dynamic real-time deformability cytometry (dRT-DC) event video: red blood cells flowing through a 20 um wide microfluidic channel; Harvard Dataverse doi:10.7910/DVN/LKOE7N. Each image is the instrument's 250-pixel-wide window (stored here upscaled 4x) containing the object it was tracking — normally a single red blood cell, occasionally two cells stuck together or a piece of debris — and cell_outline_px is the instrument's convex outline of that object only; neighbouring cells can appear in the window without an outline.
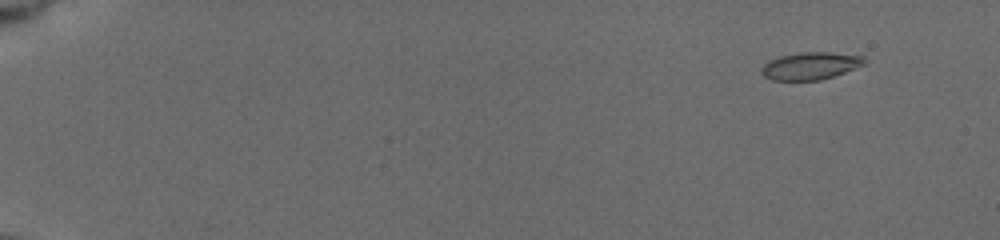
{"species": "common noctule bat (a hibernating species)", "species_latin": "Nyctalus noctula", "temperature_condition": "cold", "stored_images_in_passage": 12, "camera_frame_rate_fps": 3000, "um_per_image_px": 0.085, "animal": {"sex": "female", "body_mass_g": 19.5, "forearm_length_mm": 54.1}, "frame": {"image": 1, "passage_image": 1, "time_ms": 0.0, "image_size_px": [1000, 240], "cell_outline_px": [[868, 64], [820, 80], [772, 80], [764, 76], [760, 72], [760, 68], [768, 60], [780, 56], [800, 52], [832, 52], [864, 56], [868, 60]], "centroid_in_image_um": [68.91, 5.58], "position_along_channel_um": 16.1, "area_um2": 16.65}}
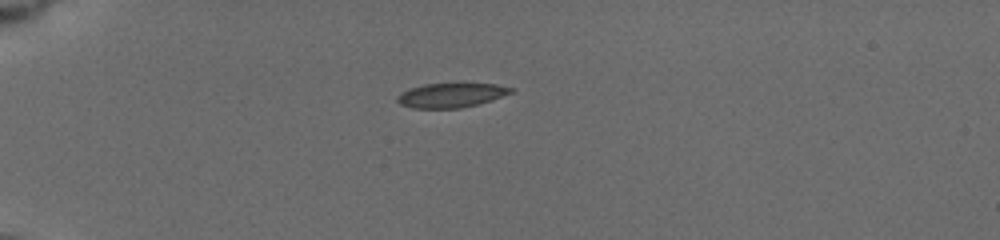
{"frame": {"image": 2, "passage_image": 9, "time_ms": 4.0, "image_size_px": [1000, 240], "cell_outline_px": [[516, 88], [512, 92], [492, 100], [460, 108], [412, 108], [400, 104], [396, 100], [396, 96], [400, 92], [408, 88], [424, 84], [496, 84]], "centroid_in_image_um": [38.3, 8.09], "position_along_channel_um": 46.7, "area_um2": 16.13}}
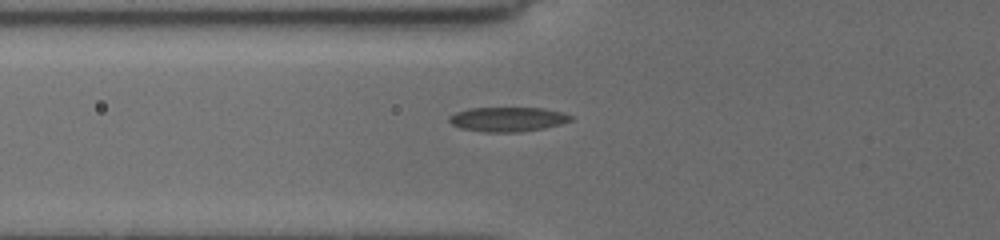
{"frame": {"image": 3, "passage_image": 12, "time_ms": 6.0, "image_size_px": [1000, 240], "cell_outline_px": [[572, 120], [560, 124], [544, 128], [516, 132], [484, 132], [460, 128], [452, 124], [448, 120], [448, 116], [456, 112], [468, 108], [544, 108], [560, 112], [572, 116]], "centroid_in_image_um": [43.11, 10.13], "position_along_channel_um": 82.7, "area_um2": 17.28}}